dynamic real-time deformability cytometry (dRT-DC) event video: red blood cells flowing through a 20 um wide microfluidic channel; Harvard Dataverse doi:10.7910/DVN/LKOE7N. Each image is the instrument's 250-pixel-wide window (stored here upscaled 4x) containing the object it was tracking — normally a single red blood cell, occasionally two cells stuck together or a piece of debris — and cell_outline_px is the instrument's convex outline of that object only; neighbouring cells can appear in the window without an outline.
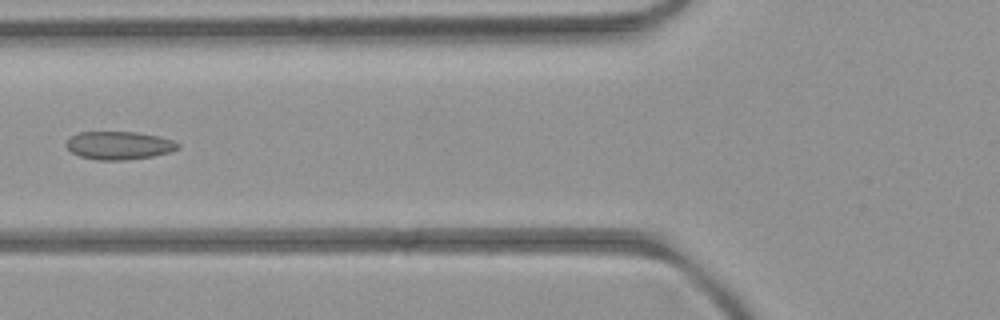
{"species": "common noctule bat (a hibernating species)", "species_latin": "Nyctalus noctula", "temperature_condition": "room temperature", "stored_images_in_passage": 6, "camera_frame_rate_fps": 3000, "um_per_image_px": 0.085, "animal": {"sex": "female", "body_mass_g": 21.9}, "frame": {"image": 1, "passage_image": 6, "time_ms": 5.667, "image_size_px": [1000, 320], "cell_outline_px": [[180, 148], [168, 152], [152, 156], [124, 160], [96, 160], [80, 156], [72, 152], [64, 144], [72, 136], [80, 132], [136, 132], [160, 136], [172, 140], [180, 144]], "centroid_in_image_um": [10.12, 12.36], "position_along_channel_um": 115.7, "area_um2": 18.21}}